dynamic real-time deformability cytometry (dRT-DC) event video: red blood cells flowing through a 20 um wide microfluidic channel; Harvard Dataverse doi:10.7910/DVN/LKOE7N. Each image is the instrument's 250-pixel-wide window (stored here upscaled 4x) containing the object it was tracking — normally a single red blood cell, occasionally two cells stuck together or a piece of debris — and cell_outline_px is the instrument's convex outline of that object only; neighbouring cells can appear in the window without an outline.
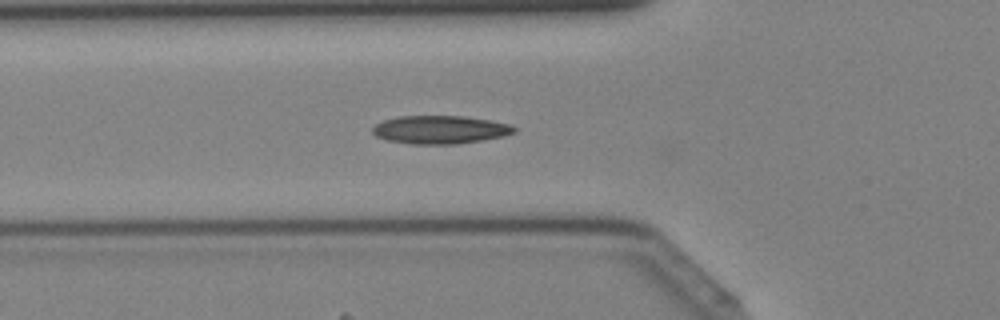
{"species": "Egyptian fruit bat (a non-hibernating species)", "species_latin": "Rousettus aegyptiacus", "temperature_condition": "cold", "stored_images_in_passage": 37, "segment_of_instrument_passage": [1, 2], "camera_frame_rate_fps": 3000, "um_per_image_px": 0.085, "animal": {"sex": "female"}, "frame": {"image": 1, "passage_image": 9, "time_ms": 2.667, "image_size_px": [1000, 320], "cell_outline_px": [[516, 132], [504, 136], [456, 144], [412, 144], [388, 140], [376, 136], [372, 132], [372, 128], [376, 124], [384, 120], [396, 116], [460, 116], [488, 120], [508, 124], [516, 128]], "centroid_in_image_um": [37.38, 11.02], "position_along_channel_um": 88.4, "area_um2": 23.06}}
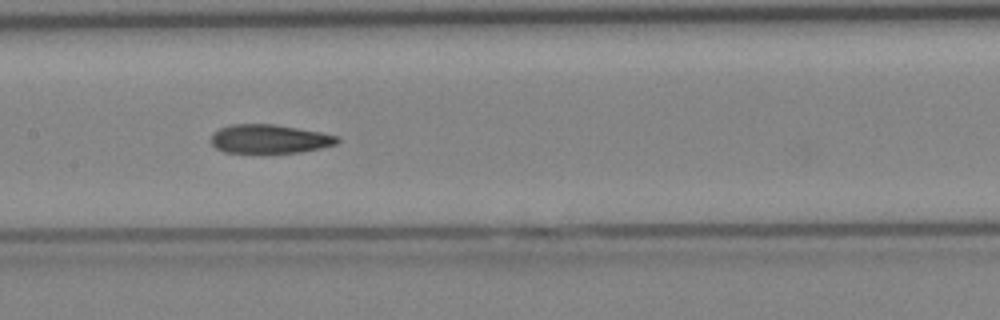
{"frame": {"image": 2, "passage_image": 15, "time_ms": 4.667, "image_size_px": [1000, 320], "cell_outline_px": [[340, 140], [336, 144], [320, 148], [300, 152], [224, 152], [216, 148], [212, 144], [212, 136], [220, 128], [232, 124], [272, 124], [320, 132], [340, 136]], "centroid_in_image_um": [22.94, 11.8], "position_along_channel_um": 184.5, "area_um2": 20.87}}
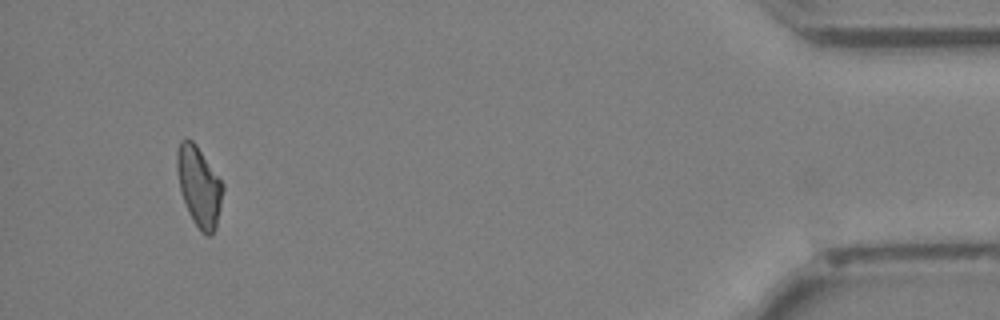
{"frame": {"image": 3, "passage_image": 34, "time_ms": 11.0, "image_size_px": [1000, 320], "cell_outline_px": [[224, 188], [216, 228], [208, 236], [200, 232], [188, 212], [180, 192], [176, 168], [176, 152], [180, 140], [192, 140], [196, 144], [224, 184]], "centroid_in_image_um": [16.91, 15.84], "position_along_channel_um": 418.3, "area_um2": 21.44}}